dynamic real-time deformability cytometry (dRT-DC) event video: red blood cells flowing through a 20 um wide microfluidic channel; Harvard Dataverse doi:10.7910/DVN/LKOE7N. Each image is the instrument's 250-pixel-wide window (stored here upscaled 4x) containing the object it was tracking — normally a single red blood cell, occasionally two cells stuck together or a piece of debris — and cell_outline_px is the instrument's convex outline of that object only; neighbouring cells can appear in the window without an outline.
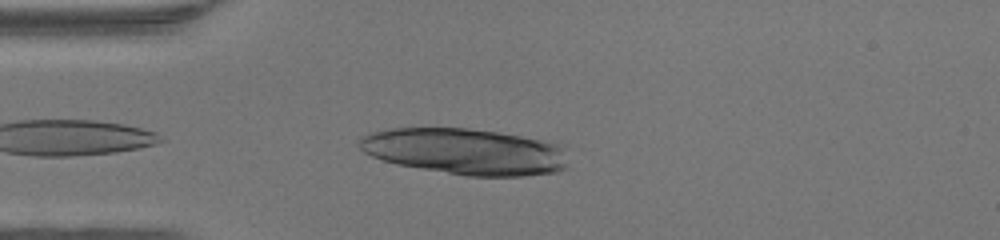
{"species": "human", "species_latin": "Homo sapiens", "temperature_condition": "warm", "stored_images_in_passage": 7, "camera_frame_rate_fps": 3000, "um_per_image_px": 0.085, "donor": {"sex": "female"}, "frame": {"image": 1, "passage_image": 2, "time_ms": 0.333, "image_size_px": [1000, 240], "cell_outline_px": [[568, 168], [556, 172], [524, 176], [468, 176], [396, 164], [372, 156], [364, 152], [356, 144], [356, 140], [360, 136], [368, 132], [384, 128], [468, 128], [496, 132], [568, 144]], "centroid_in_image_um": [39.59, 12.86], "position_along_channel_um": 45.4, "area_um2": 57.28}}